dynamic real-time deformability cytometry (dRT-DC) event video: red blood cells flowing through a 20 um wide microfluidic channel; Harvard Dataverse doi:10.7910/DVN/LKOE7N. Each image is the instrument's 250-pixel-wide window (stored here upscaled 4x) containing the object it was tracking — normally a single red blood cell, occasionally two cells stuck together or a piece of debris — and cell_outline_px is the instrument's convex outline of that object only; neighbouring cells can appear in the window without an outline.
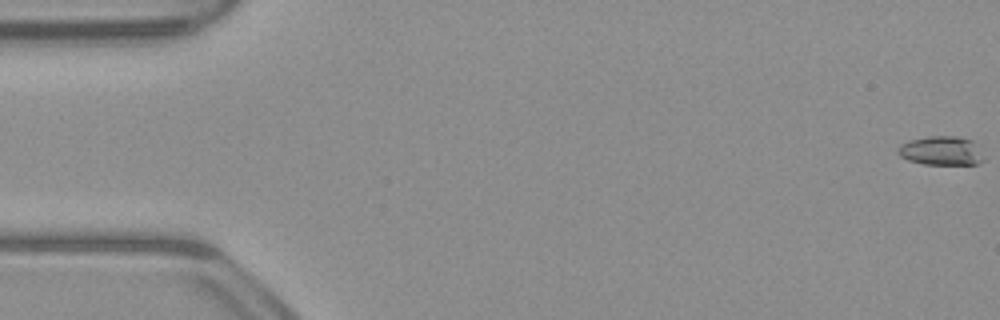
{"species": "common noctule bat (a hibernating species)", "species_latin": "Nyctalus noctula", "temperature_condition": "warm", "stored_images_in_passage": 54, "camera_frame_rate_fps": 3000, "um_per_image_px": 0.085, "animal": {"sex": "male", "body_mass_g": 23.1, "forearm_length_mm": 52.7}, "frame": {"image": 1, "passage_image": 1, "time_ms": 0.0, "image_size_px": [1000, 320], "cell_outline_px": [[984, 160], [980, 164], [924, 164], [908, 160], [900, 156], [896, 152], [896, 148], [900, 144], [908, 140], [928, 136], [956, 136], [972, 140]], "centroid_in_image_um": [79.94, 12.81], "position_along_channel_um": 5.1, "area_um2": 14.51}}
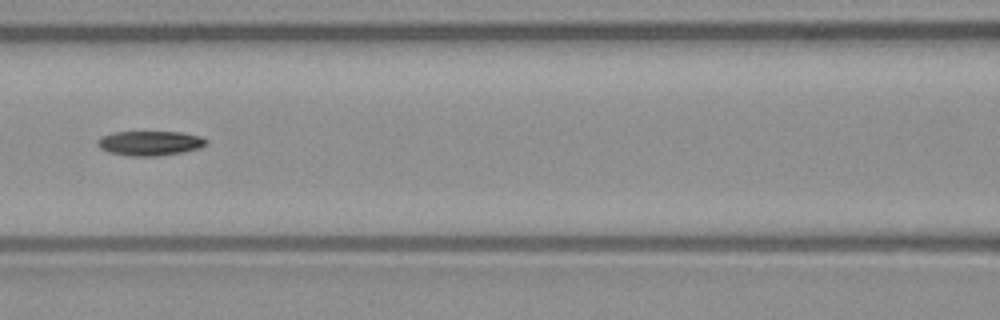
{"frame": {"image": 2, "passage_image": 24, "time_ms": 7.667, "image_size_px": [1000, 320], "cell_outline_px": [[208, 144], [200, 148], [184, 152], [156, 156], [128, 156], [108, 152], [100, 148], [96, 144], [96, 140], [100, 136], [112, 132], [180, 132], [200, 136], [208, 140]], "centroid_in_image_um": [12.72, 12.17], "position_along_channel_um": 153.9, "area_um2": 15.84}}
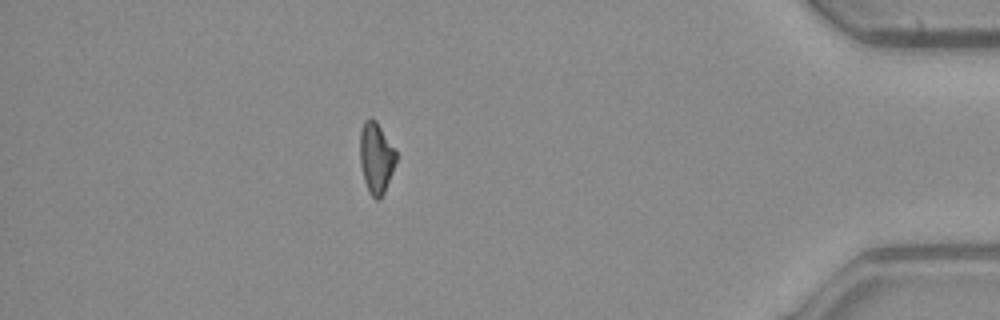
{"frame": {"image": 3, "passage_image": 47, "time_ms": 15.333, "image_size_px": [1000, 320], "cell_outline_px": [[396, 160], [392, 172], [384, 192], [380, 200], [376, 200], [368, 192], [364, 180], [360, 164], [360, 132], [364, 120], [368, 116], [372, 116], [376, 120], [396, 152]], "centroid_in_image_um": [31.94, 13.39], "position_along_channel_um": 403.3, "area_um2": 14.97}}